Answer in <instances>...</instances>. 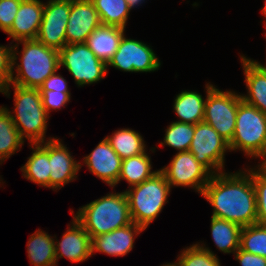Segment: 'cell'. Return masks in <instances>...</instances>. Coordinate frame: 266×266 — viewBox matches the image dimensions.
Masks as SVG:
<instances>
[{
	"mask_svg": "<svg viewBox=\"0 0 266 266\" xmlns=\"http://www.w3.org/2000/svg\"><path fill=\"white\" fill-rule=\"evenodd\" d=\"M71 0H48L44 3L43 17L36 40L60 51L66 43V27Z\"/></svg>",
	"mask_w": 266,
	"mask_h": 266,
	"instance_id": "12",
	"label": "cell"
},
{
	"mask_svg": "<svg viewBox=\"0 0 266 266\" xmlns=\"http://www.w3.org/2000/svg\"><path fill=\"white\" fill-rule=\"evenodd\" d=\"M60 67H65L78 87L97 83L108 72L107 65L99 60L86 43L66 44L59 51Z\"/></svg>",
	"mask_w": 266,
	"mask_h": 266,
	"instance_id": "8",
	"label": "cell"
},
{
	"mask_svg": "<svg viewBox=\"0 0 266 266\" xmlns=\"http://www.w3.org/2000/svg\"><path fill=\"white\" fill-rule=\"evenodd\" d=\"M262 13L266 17V0H265V5H264V7L262 9ZM265 27H266V21H265Z\"/></svg>",
	"mask_w": 266,
	"mask_h": 266,
	"instance_id": "41",
	"label": "cell"
},
{
	"mask_svg": "<svg viewBox=\"0 0 266 266\" xmlns=\"http://www.w3.org/2000/svg\"><path fill=\"white\" fill-rule=\"evenodd\" d=\"M19 44H22L23 48L22 52L18 53ZM11 47V84L39 89L50 75L60 69L59 51L45 46L36 39L18 41ZM18 55L21 63H17Z\"/></svg>",
	"mask_w": 266,
	"mask_h": 266,
	"instance_id": "2",
	"label": "cell"
},
{
	"mask_svg": "<svg viewBox=\"0 0 266 266\" xmlns=\"http://www.w3.org/2000/svg\"><path fill=\"white\" fill-rule=\"evenodd\" d=\"M124 33V28L101 24L88 36L86 44L99 60L108 65Z\"/></svg>",
	"mask_w": 266,
	"mask_h": 266,
	"instance_id": "20",
	"label": "cell"
},
{
	"mask_svg": "<svg viewBox=\"0 0 266 266\" xmlns=\"http://www.w3.org/2000/svg\"><path fill=\"white\" fill-rule=\"evenodd\" d=\"M240 59L248 91L246 95L242 94L241 98L266 114V68L244 55H240Z\"/></svg>",
	"mask_w": 266,
	"mask_h": 266,
	"instance_id": "19",
	"label": "cell"
},
{
	"mask_svg": "<svg viewBox=\"0 0 266 266\" xmlns=\"http://www.w3.org/2000/svg\"><path fill=\"white\" fill-rule=\"evenodd\" d=\"M194 135V124L172 122L165 130L164 140L159 146H168L178 152L189 151Z\"/></svg>",
	"mask_w": 266,
	"mask_h": 266,
	"instance_id": "30",
	"label": "cell"
},
{
	"mask_svg": "<svg viewBox=\"0 0 266 266\" xmlns=\"http://www.w3.org/2000/svg\"><path fill=\"white\" fill-rule=\"evenodd\" d=\"M102 25L126 28L131 9L127 0H91Z\"/></svg>",
	"mask_w": 266,
	"mask_h": 266,
	"instance_id": "28",
	"label": "cell"
},
{
	"mask_svg": "<svg viewBox=\"0 0 266 266\" xmlns=\"http://www.w3.org/2000/svg\"><path fill=\"white\" fill-rule=\"evenodd\" d=\"M145 0H127L129 8L132 10L136 6H140Z\"/></svg>",
	"mask_w": 266,
	"mask_h": 266,
	"instance_id": "38",
	"label": "cell"
},
{
	"mask_svg": "<svg viewBox=\"0 0 266 266\" xmlns=\"http://www.w3.org/2000/svg\"><path fill=\"white\" fill-rule=\"evenodd\" d=\"M54 238L38 229L27 242V254L33 266H57Z\"/></svg>",
	"mask_w": 266,
	"mask_h": 266,
	"instance_id": "22",
	"label": "cell"
},
{
	"mask_svg": "<svg viewBox=\"0 0 266 266\" xmlns=\"http://www.w3.org/2000/svg\"><path fill=\"white\" fill-rule=\"evenodd\" d=\"M177 257L178 266H221L218 256L200 242L184 248Z\"/></svg>",
	"mask_w": 266,
	"mask_h": 266,
	"instance_id": "29",
	"label": "cell"
},
{
	"mask_svg": "<svg viewBox=\"0 0 266 266\" xmlns=\"http://www.w3.org/2000/svg\"><path fill=\"white\" fill-rule=\"evenodd\" d=\"M62 141L57 137L49 140V188L54 191L76 180L77 173L82 168L81 162L75 160Z\"/></svg>",
	"mask_w": 266,
	"mask_h": 266,
	"instance_id": "13",
	"label": "cell"
},
{
	"mask_svg": "<svg viewBox=\"0 0 266 266\" xmlns=\"http://www.w3.org/2000/svg\"><path fill=\"white\" fill-rule=\"evenodd\" d=\"M24 142L9 111L6 107L0 106V165L19 152Z\"/></svg>",
	"mask_w": 266,
	"mask_h": 266,
	"instance_id": "27",
	"label": "cell"
},
{
	"mask_svg": "<svg viewBox=\"0 0 266 266\" xmlns=\"http://www.w3.org/2000/svg\"><path fill=\"white\" fill-rule=\"evenodd\" d=\"M189 151L212 175L224 171L225 153L230 152L228 142L205 121L194 125Z\"/></svg>",
	"mask_w": 266,
	"mask_h": 266,
	"instance_id": "9",
	"label": "cell"
},
{
	"mask_svg": "<svg viewBox=\"0 0 266 266\" xmlns=\"http://www.w3.org/2000/svg\"><path fill=\"white\" fill-rule=\"evenodd\" d=\"M22 0H0V30L7 33L14 22Z\"/></svg>",
	"mask_w": 266,
	"mask_h": 266,
	"instance_id": "34",
	"label": "cell"
},
{
	"mask_svg": "<svg viewBox=\"0 0 266 266\" xmlns=\"http://www.w3.org/2000/svg\"><path fill=\"white\" fill-rule=\"evenodd\" d=\"M204 97L197 91L184 90L174 98L173 110L179 117L176 122L197 124L204 119Z\"/></svg>",
	"mask_w": 266,
	"mask_h": 266,
	"instance_id": "23",
	"label": "cell"
},
{
	"mask_svg": "<svg viewBox=\"0 0 266 266\" xmlns=\"http://www.w3.org/2000/svg\"><path fill=\"white\" fill-rule=\"evenodd\" d=\"M67 226L70 227H67L61 240H54L56 264L63 257L75 263L88 260L92 256L91 237L74 216L72 223Z\"/></svg>",
	"mask_w": 266,
	"mask_h": 266,
	"instance_id": "16",
	"label": "cell"
},
{
	"mask_svg": "<svg viewBox=\"0 0 266 266\" xmlns=\"http://www.w3.org/2000/svg\"><path fill=\"white\" fill-rule=\"evenodd\" d=\"M148 154V152H145L122 160L117 185L121 180H125L129 184L128 188H131L150 179L159 172V170L152 171L151 156Z\"/></svg>",
	"mask_w": 266,
	"mask_h": 266,
	"instance_id": "25",
	"label": "cell"
},
{
	"mask_svg": "<svg viewBox=\"0 0 266 266\" xmlns=\"http://www.w3.org/2000/svg\"><path fill=\"white\" fill-rule=\"evenodd\" d=\"M100 25L98 12L91 0H71L66 43H86L88 36Z\"/></svg>",
	"mask_w": 266,
	"mask_h": 266,
	"instance_id": "14",
	"label": "cell"
},
{
	"mask_svg": "<svg viewBox=\"0 0 266 266\" xmlns=\"http://www.w3.org/2000/svg\"><path fill=\"white\" fill-rule=\"evenodd\" d=\"M66 79L60 74L53 73L50 75L43 84L39 87V90H53V91H63L65 93H70Z\"/></svg>",
	"mask_w": 266,
	"mask_h": 266,
	"instance_id": "36",
	"label": "cell"
},
{
	"mask_svg": "<svg viewBox=\"0 0 266 266\" xmlns=\"http://www.w3.org/2000/svg\"><path fill=\"white\" fill-rule=\"evenodd\" d=\"M161 266H178V265H177L176 262L174 261V262H172V263H165V264H163V265H161Z\"/></svg>",
	"mask_w": 266,
	"mask_h": 266,
	"instance_id": "40",
	"label": "cell"
},
{
	"mask_svg": "<svg viewBox=\"0 0 266 266\" xmlns=\"http://www.w3.org/2000/svg\"><path fill=\"white\" fill-rule=\"evenodd\" d=\"M109 66L123 72L142 73L157 71L161 62L151 46L142 41L127 38L124 34L107 68Z\"/></svg>",
	"mask_w": 266,
	"mask_h": 266,
	"instance_id": "11",
	"label": "cell"
},
{
	"mask_svg": "<svg viewBox=\"0 0 266 266\" xmlns=\"http://www.w3.org/2000/svg\"><path fill=\"white\" fill-rule=\"evenodd\" d=\"M204 119L228 143L232 140L236 128L238 104L242 100L241 93L222 91L215 85L207 83Z\"/></svg>",
	"mask_w": 266,
	"mask_h": 266,
	"instance_id": "7",
	"label": "cell"
},
{
	"mask_svg": "<svg viewBox=\"0 0 266 266\" xmlns=\"http://www.w3.org/2000/svg\"><path fill=\"white\" fill-rule=\"evenodd\" d=\"M159 171L170 187H190L202 193L212 174L201 165L190 151L177 152L169 165Z\"/></svg>",
	"mask_w": 266,
	"mask_h": 266,
	"instance_id": "10",
	"label": "cell"
},
{
	"mask_svg": "<svg viewBox=\"0 0 266 266\" xmlns=\"http://www.w3.org/2000/svg\"><path fill=\"white\" fill-rule=\"evenodd\" d=\"M201 195L212 205L213 217L241 227L256 224L257 203L251 168L212 175Z\"/></svg>",
	"mask_w": 266,
	"mask_h": 266,
	"instance_id": "1",
	"label": "cell"
},
{
	"mask_svg": "<svg viewBox=\"0 0 266 266\" xmlns=\"http://www.w3.org/2000/svg\"><path fill=\"white\" fill-rule=\"evenodd\" d=\"M39 92L41 93L42 104L48 116L51 110L58 111L62 107L64 108L71 100V93L63 91L39 90Z\"/></svg>",
	"mask_w": 266,
	"mask_h": 266,
	"instance_id": "33",
	"label": "cell"
},
{
	"mask_svg": "<svg viewBox=\"0 0 266 266\" xmlns=\"http://www.w3.org/2000/svg\"><path fill=\"white\" fill-rule=\"evenodd\" d=\"M14 89V109L9 111L20 137L29 144L42 143L55 137L46 138L49 119L42 104L41 93L37 88H26L9 84L1 93L10 98V88Z\"/></svg>",
	"mask_w": 266,
	"mask_h": 266,
	"instance_id": "3",
	"label": "cell"
},
{
	"mask_svg": "<svg viewBox=\"0 0 266 266\" xmlns=\"http://www.w3.org/2000/svg\"><path fill=\"white\" fill-rule=\"evenodd\" d=\"M0 46V93L11 83L12 47Z\"/></svg>",
	"mask_w": 266,
	"mask_h": 266,
	"instance_id": "35",
	"label": "cell"
},
{
	"mask_svg": "<svg viewBox=\"0 0 266 266\" xmlns=\"http://www.w3.org/2000/svg\"><path fill=\"white\" fill-rule=\"evenodd\" d=\"M171 187L159 171L153 177L125 190L132 222L145 230L168 202Z\"/></svg>",
	"mask_w": 266,
	"mask_h": 266,
	"instance_id": "5",
	"label": "cell"
},
{
	"mask_svg": "<svg viewBox=\"0 0 266 266\" xmlns=\"http://www.w3.org/2000/svg\"><path fill=\"white\" fill-rule=\"evenodd\" d=\"M259 165L266 170V157L263 159V161L259 162Z\"/></svg>",
	"mask_w": 266,
	"mask_h": 266,
	"instance_id": "39",
	"label": "cell"
},
{
	"mask_svg": "<svg viewBox=\"0 0 266 266\" xmlns=\"http://www.w3.org/2000/svg\"><path fill=\"white\" fill-rule=\"evenodd\" d=\"M234 255L235 260H237L241 266H266V258L245 252L240 248L234 253Z\"/></svg>",
	"mask_w": 266,
	"mask_h": 266,
	"instance_id": "37",
	"label": "cell"
},
{
	"mask_svg": "<svg viewBox=\"0 0 266 266\" xmlns=\"http://www.w3.org/2000/svg\"><path fill=\"white\" fill-rule=\"evenodd\" d=\"M210 228L213 242L221 252L234 254L240 248V225L212 216Z\"/></svg>",
	"mask_w": 266,
	"mask_h": 266,
	"instance_id": "24",
	"label": "cell"
},
{
	"mask_svg": "<svg viewBox=\"0 0 266 266\" xmlns=\"http://www.w3.org/2000/svg\"><path fill=\"white\" fill-rule=\"evenodd\" d=\"M262 67H264V68H266V65H263V64H261V63H259Z\"/></svg>",
	"mask_w": 266,
	"mask_h": 266,
	"instance_id": "42",
	"label": "cell"
},
{
	"mask_svg": "<svg viewBox=\"0 0 266 266\" xmlns=\"http://www.w3.org/2000/svg\"><path fill=\"white\" fill-rule=\"evenodd\" d=\"M251 177L256 192V223L266 225V170L258 164L251 168Z\"/></svg>",
	"mask_w": 266,
	"mask_h": 266,
	"instance_id": "32",
	"label": "cell"
},
{
	"mask_svg": "<svg viewBox=\"0 0 266 266\" xmlns=\"http://www.w3.org/2000/svg\"><path fill=\"white\" fill-rule=\"evenodd\" d=\"M30 147L33 152L27 158L25 165L20 168L22 177L37 185L49 188V140L31 144Z\"/></svg>",
	"mask_w": 266,
	"mask_h": 266,
	"instance_id": "21",
	"label": "cell"
},
{
	"mask_svg": "<svg viewBox=\"0 0 266 266\" xmlns=\"http://www.w3.org/2000/svg\"><path fill=\"white\" fill-rule=\"evenodd\" d=\"M73 216L91 239L132 223L125 191L110 192L80 207Z\"/></svg>",
	"mask_w": 266,
	"mask_h": 266,
	"instance_id": "4",
	"label": "cell"
},
{
	"mask_svg": "<svg viewBox=\"0 0 266 266\" xmlns=\"http://www.w3.org/2000/svg\"><path fill=\"white\" fill-rule=\"evenodd\" d=\"M231 151H243L250 158L266 157V114L241 100L238 104L236 128L228 143Z\"/></svg>",
	"mask_w": 266,
	"mask_h": 266,
	"instance_id": "6",
	"label": "cell"
},
{
	"mask_svg": "<svg viewBox=\"0 0 266 266\" xmlns=\"http://www.w3.org/2000/svg\"><path fill=\"white\" fill-rule=\"evenodd\" d=\"M106 139L122 160L147 152L142 135L130 128L118 129Z\"/></svg>",
	"mask_w": 266,
	"mask_h": 266,
	"instance_id": "26",
	"label": "cell"
},
{
	"mask_svg": "<svg viewBox=\"0 0 266 266\" xmlns=\"http://www.w3.org/2000/svg\"><path fill=\"white\" fill-rule=\"evenodd\" d=\"M83 164L88 170L104 181L111 188L117 185L122 165V159L113 150L106 137L99 142L94 150L83 157Z\"/></svg>",
	"mask_w": 266,
	"mask_h": 266,
	"instance_id": "15",
	"label": "cell"
},
{
	"mask_svg": "<svg viewBox=\"0 0 266 266\" xmlns=\"http://www.w3.org/2000/svg\"><path fill=\"white\" fill-rule=\"evenodd\" d=\"M240 249L266 258V225L256 223L242 227Z\"/></svg>",
	"mask_w": 266,
	"mask_h": 266,
	"instance_id": "31",
	"label": "cell"
},
{
	"mask_svg": "<svg viewBox=\"0 0 266 266\" xmlns=\"http://www.w3.org/2000/svg\"><path fill=\"white\" fill-rule=\"evenodd\" d=\"M145 229L136 223L115 229L91 239L92 255L100 252L111 256L123 257L134 247V240Z\"/></svg>",
	"mask_w": 266,
	"mask_h": 266,
	"instance_id": "17",
	"label": "cell"
},
{
	"mask_svg": "<svg viewBox=\"0 0 266 266\" xmlns=\"http://www.w3.org/2000/svg\"><path fill=\"white\" fill-rule=\"evenodd\" d=\"M43 9V1H21L13 25L6 33L12 38V43L36 39L42 22Z\"/></svg>",
	"mask_w": 266,
	"mask_h": 266,
	"instance_id": "18",
	"label": "cell"
}]
</instances>
